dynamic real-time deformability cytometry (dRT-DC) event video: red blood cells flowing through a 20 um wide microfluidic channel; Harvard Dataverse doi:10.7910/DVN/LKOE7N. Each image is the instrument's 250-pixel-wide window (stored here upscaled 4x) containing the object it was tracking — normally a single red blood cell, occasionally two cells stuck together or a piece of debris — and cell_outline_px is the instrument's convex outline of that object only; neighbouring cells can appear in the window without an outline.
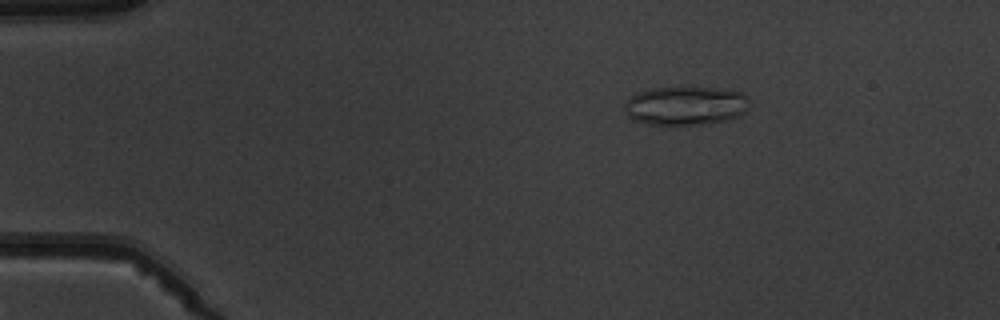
{"species": "common noctule bat (a hibernating species)", "species_latin": "Nyctalus noctula", "temperature_condition": "warm", "stored_images_in_passage": 3, "camera_frame_rate_fps": 3000, "um_per_image_px": 0.085, "animal": {"sex": "male", "body_mass_g": 19.5, "forearm_length_mm": 54.6}, "frame": {"image": 1, "passage_image": 1, "time_ms": 0.0, "image_size_px": [1000, 320], "cell_outline_px": [[748, 108], [744, 112], [736, 116], [724, 120], [704, 124], [648, 124], [632, 120], [628, 116], [624, 108], [624, 104], [636, 92], [652, 88], [716, 88], [740, 92], [748, 96]], "centroid_in_image_um": [58.24, 8.98], "position_along_channel_um": 26.8, "area_um2": 27.92}}